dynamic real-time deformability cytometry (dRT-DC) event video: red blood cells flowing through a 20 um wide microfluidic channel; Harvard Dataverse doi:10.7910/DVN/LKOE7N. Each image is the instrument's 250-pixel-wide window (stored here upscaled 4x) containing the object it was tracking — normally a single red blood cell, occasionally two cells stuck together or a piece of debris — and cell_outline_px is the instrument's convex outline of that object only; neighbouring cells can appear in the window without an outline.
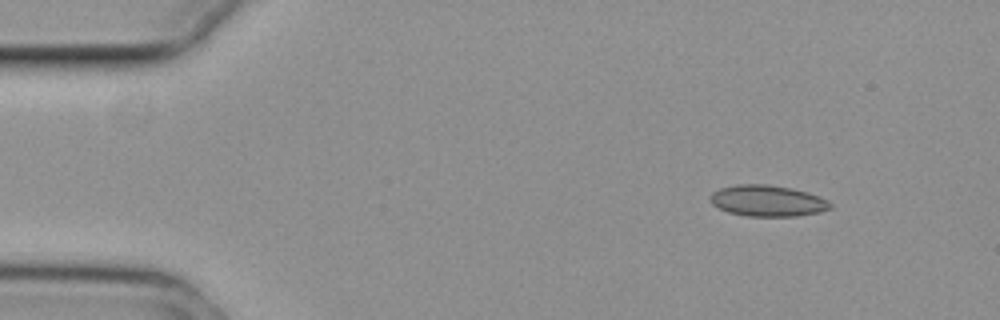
{"species": "common noctule bat (a hibernating species)", "species_latin": "Nyctalus noctula", "temperature_condition": "cold", "stored_images_in_passage": 49, "camera_frame_rate_fps": 3000, "um_per_image_px": 0.085, "animal": {"sex": "female", "body_mass_g": 29.2, "forearm_length_mm": 56.3}, "frame": {"image": 1, "passage_image": 1, "time_ms": 0.0, "image_size_px": [1000, 320], "cell_outline_px": [[832, 208], [820, 212], [796, 216], [748, 216], [728, 212], [712, 204], [712, 192], [720, 188], [736, 184], [768, 184], [792, 188], [808, 192], [820, 196], [828, 200], [832, 204]], "centroid_in_image_um": [65.29, 17.06], "position_along_channel_um": 19.7, "area_um2": 21.85}}
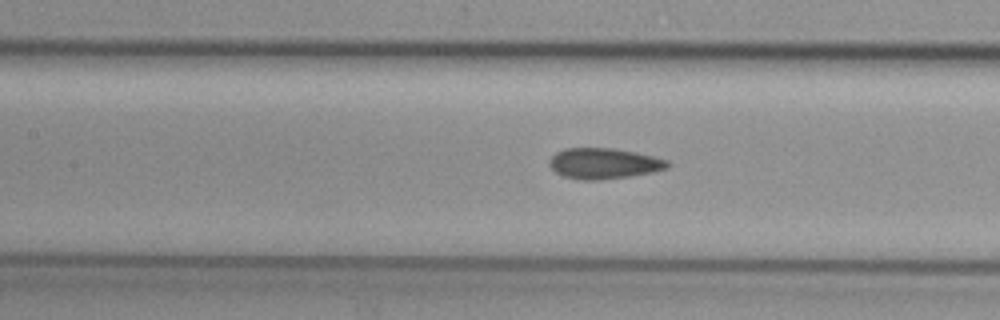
{"frame": {"image": 2, "passage_image": 19, "time_ms": 6.0, "image_size_px": [1000, 320], "cell_outline_px": [[672, 164], [668, 168], [652, 172], [632, 176], [600, 180], [580, 180], [564, 176], [556, 172], [548, 164], [548, 160], [556, 152], [564, 148], [612, 148], [636, 152], [668, 160]], "centroid_in_image_um": [51.33, 13.89], "position_along_channel_um": 156.1, "area_um2": 21.33}}
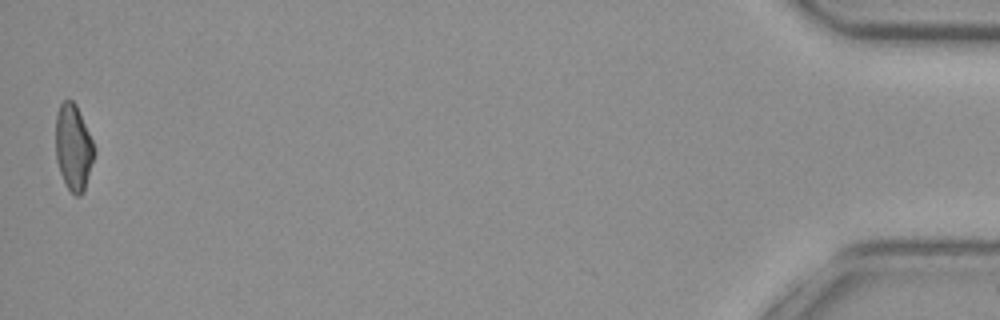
{"frame": {"image": 3, "passage_image": 49, "time_ms": 16.0, "image_size_px": [1000, 320], "cell_outline_px": [[96, 152], [84, 192], [80, 196], [76, 196], [64, 184], [56, 160], [56, 112], [60, 104], [64, 100], [72, 100], [76, 104], [96, 148]], "centroid_in_image_um": [6.25, 12.55], "position_along_channel_um": 429.0, "area_um2": 19.59}, "authors_computed_cell_mechanics": {"area_um2": 20.519, "velocity_mm_per_s": 3.7413, "shape_relaxation_time_tau1_ms": null, "shape_relaxation_time_tau2_ms": 3.5523, "deformation_change_tau1": null, "deformation_change_tau2": 0.084}}